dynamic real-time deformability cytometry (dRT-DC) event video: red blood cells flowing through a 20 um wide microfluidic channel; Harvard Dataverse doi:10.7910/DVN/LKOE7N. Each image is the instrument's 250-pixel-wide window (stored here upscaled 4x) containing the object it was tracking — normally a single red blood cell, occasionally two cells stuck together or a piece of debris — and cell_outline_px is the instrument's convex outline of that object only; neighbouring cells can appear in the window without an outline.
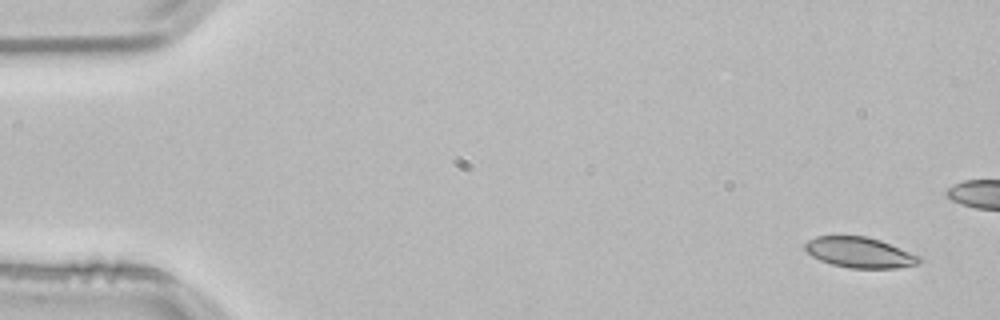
{"species": "common noctule bat (a hibernating species)", "species_latin": "Nyctalus noctula", "temperature_condition": "room temperature", "stored_images_in_passage": 53, "camera_frame_rate_fps": 3000, "um_per_image_px": 0.085, "animal": {"sex": "male", "body_mass_g": 21.5, "forearm_length_mm": 52.0}, "frame": {"image": 1, "passage_image": 1, "time_ms": 0.0, "image_size_px": [1000, 320], "cell_outline_px": [[924, 260], [916, 264], [896, 268], [848, 268], [832, 264], [820, 260], [812, 256], [804, 248], [804, 244], [808, 240], [816, 236], [868, 236], [880, 240], [920, 256]], "centroid_in_image_um": [73.07, 21.46], "position_along_channel_um": 11.9, "area_um2": 20.29}}
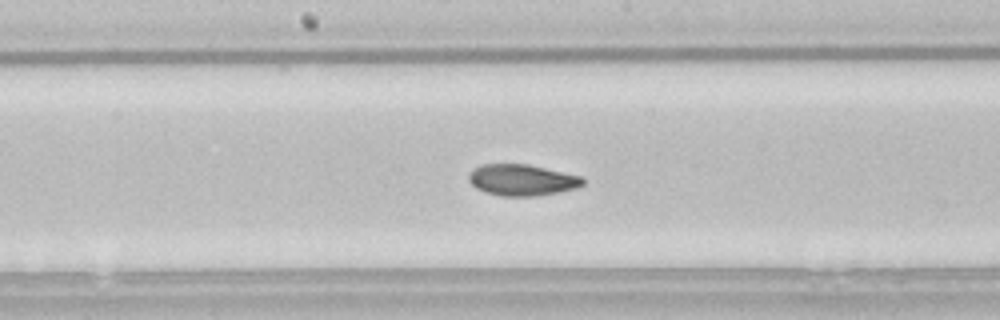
{"frame": {"image": 2, "passage_image": 26, "time_ms": 8.333, "image_size_px": [1000, 320], "cell_outline_px": [[584, 184], [576, 188], [536, 196], [500, 196], [484, 192], [476, 188], [468, 180], [468, 176], [480, 164], [528, 164], [580, 176], [584, 180]], "centroid_in_image_um": [44.34, 15.3], "position_along_channel_um": 203.9, "area_um2": 20.63}}
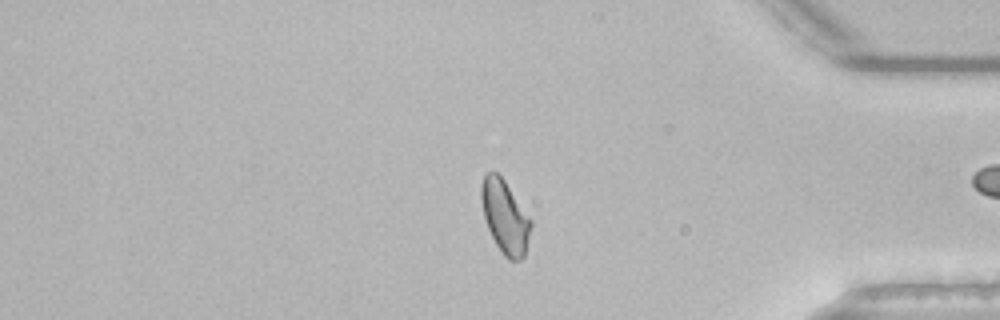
{"frame": {"image": 3, "passage_image": 43, "time_ms": 14.0, "image_size_px": [1000, 320], "cell_outline_px": [[532, 224], [524, 256], [520, 260], [508, 260], [500, 252], [488, 228], [484, 216], [480, 196], [480, 184], [484, 176], [488, 172], [496, 172], [504, 180], [532, 220]], "centroid_in_image_um": [42.92, 18.44], "position_along_channel_um": 392.3, "area_um2": 21.04}, "authors_computed_cell_mechanics": {"area_um2": 20.8658, "velocity_mm_per_s": 3.7975, "shape_relaxation_time_tau1_ms": 5.7024, "shape_relaxation_time_tau2_ms": 4.3466, "deformation_change_tau1": 0.1356, "deformation_change_tau2": 0.0823}}